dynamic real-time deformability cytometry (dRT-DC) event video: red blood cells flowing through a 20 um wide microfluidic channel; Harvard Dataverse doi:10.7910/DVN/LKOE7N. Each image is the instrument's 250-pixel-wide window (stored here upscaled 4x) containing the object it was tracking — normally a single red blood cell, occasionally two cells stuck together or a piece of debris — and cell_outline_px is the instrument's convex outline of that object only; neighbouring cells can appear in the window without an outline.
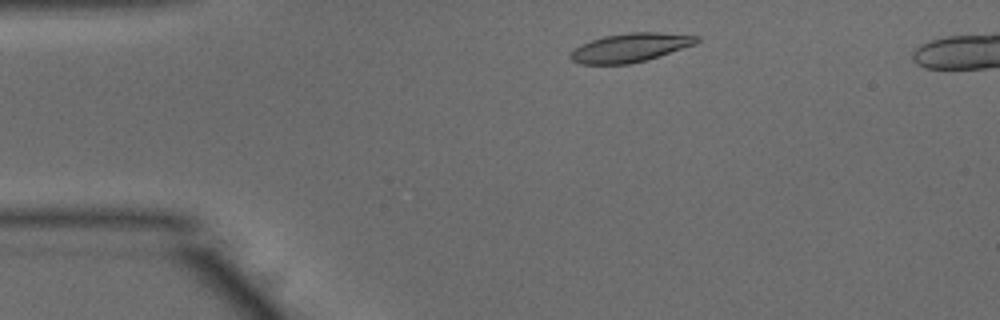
{"species": "common noctule bat (a hibernating species)", "species_latin": "Nyctalus noctula", "temperature_condition": "warm", "stored_images_in_passage": 44, "camera_frame_rate_fps": 3000, "um_per_image_px": 0.085, "animal": {"sex": "male", "body_mass_g": 15.6}, "frame": {"image": 1, "passage_image": 4, "time_ms": 1.0, "image_size_px": [1000, 320], "cell_outline_px": [[700, 40], [696, 44], [644, 60], [628, 64], [580, 64], [572, 60], [568, 56], [580, 44], [604, 36], [628, 32], [660, 32], [700, 36]], "centroid_in_image_um": [53.57, 4.03], "position_along_channel_um": 31.4, "area_um2": 20.98}}
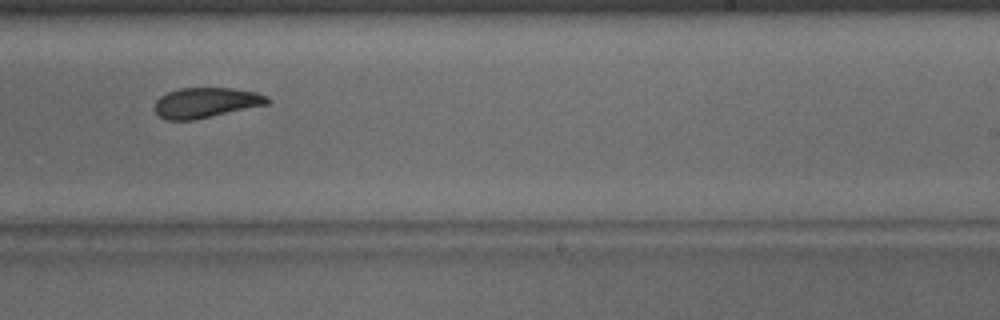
{"frame": {"image": 2, "passage_image": 26, "time_ms": 8.333, "image_size_px": [1000, 320], "cell_outline_px": [[272, 100], [268, 104], [192, 120], [168, 120], [160, 116], [156, 112], [156, 100], [160, 96], [168, 92], [180, 88], [232, 88], [256, 92], [268, 96]], "centroid_in_image_um": [17.53, 8.71], "position_along_channel_um": 271.5, "area_um2": 19.65}}
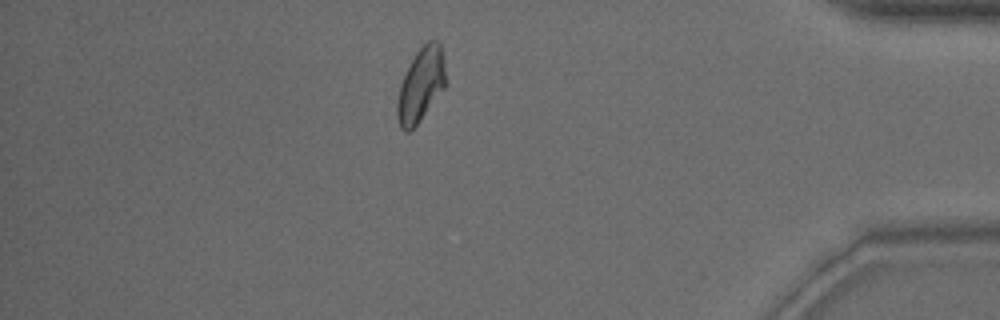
{"frame": {"image": 3, "passage_image": 39, "time_ms": 12.667, "image_size_px": [1000, 320], "cell_outline_px": [[448, 80], [444, 88], [420, 120], [408, 132], [404, 132], [400, 128], [396, 116], [396, 104], [400, 84], [416, 52], [428, 40], [436, 40], [440, 44], [444, 60]], "centroid_in_image_um": [35.78, 7.22], "position_along_channel_um": 399.4, "area_um2": 20.87}}